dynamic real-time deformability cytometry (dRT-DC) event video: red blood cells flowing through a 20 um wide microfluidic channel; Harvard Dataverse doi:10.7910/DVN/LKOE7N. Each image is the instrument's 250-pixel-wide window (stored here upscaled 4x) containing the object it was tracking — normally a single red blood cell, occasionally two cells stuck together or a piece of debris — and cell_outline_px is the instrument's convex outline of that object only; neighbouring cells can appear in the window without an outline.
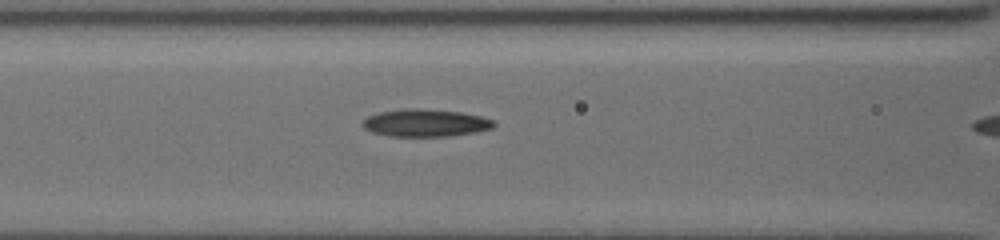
{"species": "common noctule bat (a hibernating species)", "species_latin": "Nyctalus noctula", "temperature_condition": "cold", "stored_images_in_passage": 8, "camera_frame_rate_fps": 3000, "um_per_image_px": 0.085, "animal": {"sex": "female", "body_mass_g": 19.5, "forearm_length_mm": 54.1}, "frame": {"image": 1, "passage_image": 7, "time_ms": 5.333, "image_size_px": [1000, 240], "cell_outline_px": [[496, 124], [492, 128], [476, 132], [452, 136], [388, 136], [372, 132], [364, 128], [360, 124], [368, 116], [380, 112], [404, 108], [416, 108], [460, 112], [480, 116], [492, 120]], "centroid_in_image_um": [36.14, 10.45], "position_along_channel_um": 130.5, "area_um2": 20.98}}